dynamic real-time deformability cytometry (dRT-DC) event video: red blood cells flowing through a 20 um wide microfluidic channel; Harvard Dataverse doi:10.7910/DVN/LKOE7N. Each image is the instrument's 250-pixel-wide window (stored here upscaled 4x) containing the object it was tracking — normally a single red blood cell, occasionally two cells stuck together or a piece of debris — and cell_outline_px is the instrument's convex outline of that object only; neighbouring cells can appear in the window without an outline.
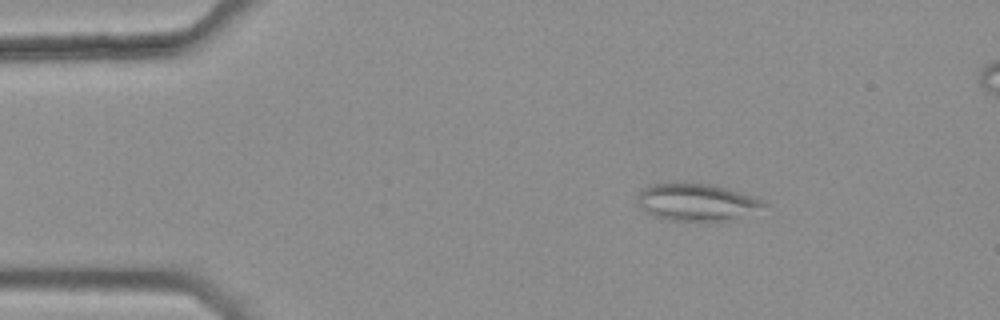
{"species": "common noctule bat (a hibernating species)", "species_latin": "Nyctalus noctula", "temperature_condition": "warm", "stored_images_in_passage": 44, "camera_frame_rate_fps": 3000, "um_per_image_px": 0.085, "animal": {"sex": "female", "body_mass_g": 25.1}, "frame": {"image": 1, "passage_image": 7, "time_ms": 2.0, "image_size_px": [1000, 320], "cell_outline_px": [[768, 204], [708, 224], [668, 220], [656, 216], [640, 208], [636, 200], [640, 188], [648, 184], [712, 184], [740, 192], [764, 200]], "centroid_in_image_um": [59.07, 17.19], "position_along_channel_um": 25.9, "area_um2": 26.93}}
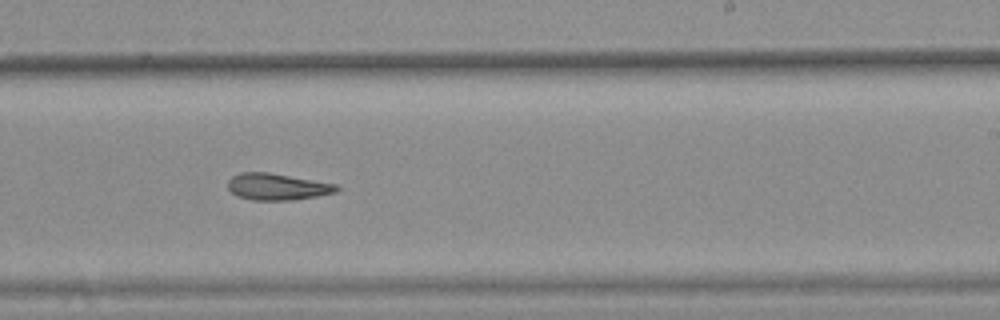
{"frame": {"image": 2, "passage_image": 31, "time_ms": 10.0, "image_size_px": [1000, 320], "cell_outline_px": [[340, 188], [336, 192], [316, 196], [292, 200], [252, 200], [236, 196], [228, 188], [228, 180], [232, 176], [240, 172], [268, 172], [336, 184]], "centroid_in_image_um": [23.53, 15.87], "position_along_channel_um": 265.5, "area_um2": 16.82}}
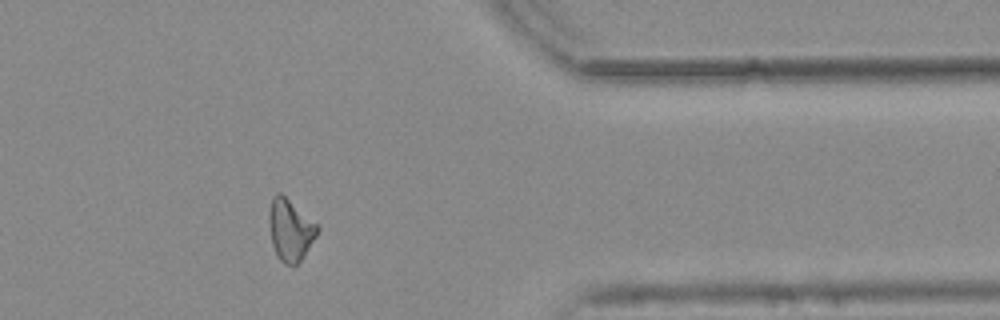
{"frame": {"image": 3, "passage_image": 42, "time_ms": 13.667, "image_size_px": [1000, 320], "cell_outline_px": [[320, 228], [316, 236], [300, 260], [292, 268], [284, 264], [276, 256], [272, 244], [268, 220], [268, 212], [272, 196], [276, 192], [280, 192], [320, 224]], "centroid_in_image_um": [24.67, 19.52], "position_along_channel_um": 386.7, "area_um2": 17.8}, "authors_computed_cell_mechanics": {"area_um2": 17.7735, "velocity_mm_per_s": 3.7868, "shape_relaxation_time_tau1_ms": null, "shape_relaxation_time_tau2_ms": 7.1556, "deformation_change_tau1": null, "deformation_change_tau2": 0.1683}}